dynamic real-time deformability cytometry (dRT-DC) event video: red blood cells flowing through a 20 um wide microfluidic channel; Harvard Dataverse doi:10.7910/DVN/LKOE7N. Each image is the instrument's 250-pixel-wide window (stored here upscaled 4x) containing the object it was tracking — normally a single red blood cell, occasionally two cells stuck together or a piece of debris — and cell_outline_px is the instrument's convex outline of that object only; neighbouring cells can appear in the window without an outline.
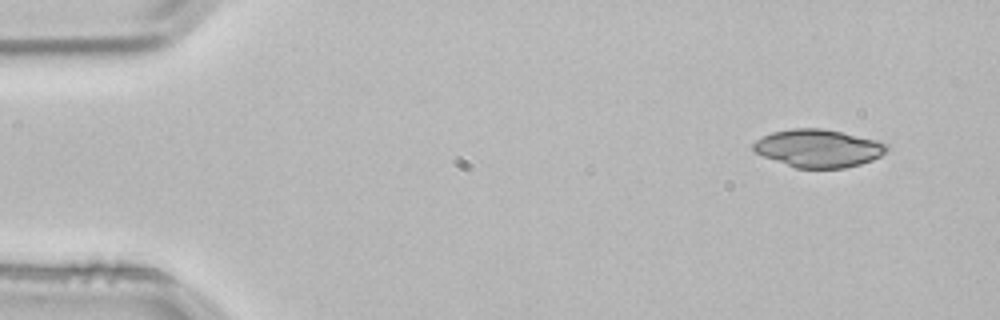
{"species": "common noctule bat (a hibernating species)", "species_latin": "Nyctalus noctula", "temperature_condition": "room temperature", "stored_images_in_passage": 4, "segment_of_instrument_passage": [2, 2], "camera_frame_rate_fps": 3000, "um_per_image_px": 0.085, "animal": {"sex": "male", "body_mass_g": 21.5, "forearm_length_mm": 52.0}, "frame": {"image": 1, "passage_image": 4, "time_ms": 1.0, "image_size_px": [1000, 320], "cell_outline_px": [[888, 148], [880, 156], [872, 160], [860, 164], [844, 168], [796, 168], [764, 156], [756, 152], [752, 148], [752, 144], [756, 140], [772, 132], [792, 128], [820, 128], [840, 132], [876, 140], [888, 144]], "centroid_in_image_um": [69.55, 12.6], "position_along_channel_um": 15.4, "area_um2": 29.13}}